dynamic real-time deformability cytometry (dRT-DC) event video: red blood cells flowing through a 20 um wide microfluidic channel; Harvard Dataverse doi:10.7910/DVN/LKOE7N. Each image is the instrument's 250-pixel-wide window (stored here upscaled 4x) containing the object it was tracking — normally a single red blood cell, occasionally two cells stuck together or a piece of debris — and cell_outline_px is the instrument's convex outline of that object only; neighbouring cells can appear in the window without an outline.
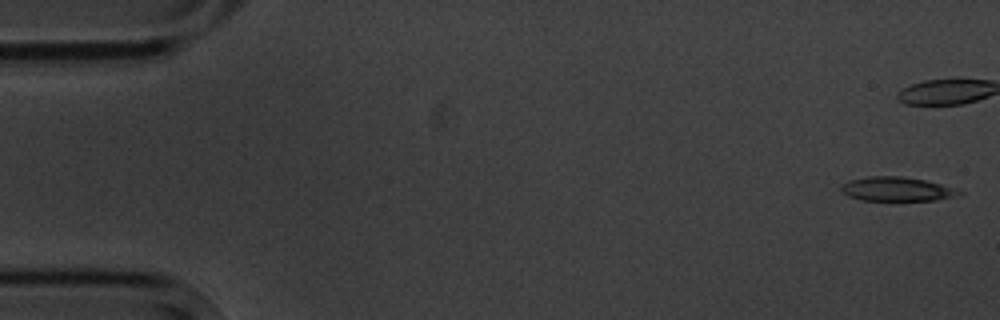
{"species": "common noctule bat (a hibernating species)", "species_latin": "Nyctalus noctula", "temperature_condition": "cold", "stored_images_in_passage": 7, "camera_frame_rate_fps": 3000, "um_per_image_px": 0.085, "animal": {"sex": "male", "body_mass_g": 20.1, "forearm_length_mm": 53.5}, "frame": {"image": 1, "passage_image": 1, "time_ms": 0.0, "image_size_px": [1000, 320], "cell_outline_px": [[964, 192], [936, 200], [860, 200], [848, 196], [840, 188], [844, 184], [852, 180], [868, 176], [900, 176], [924, 180], [940, 184]], "centroid_in_image_um": [76.18, 16.07], "position_along_channel_um": 8.8, "area_um2": 16.07}}